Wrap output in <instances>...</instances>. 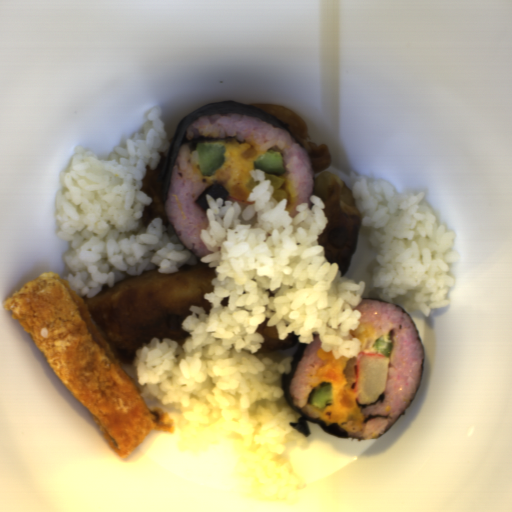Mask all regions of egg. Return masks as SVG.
Masks as SVG:
<instances>
[{"instance_id": "obj_3", "label": "egg", "mask_w": 512, "mask_h": 512, "mask_svg": "<svg viewBox=\"0 0 512 512\" xmlns=\"http://www.w3.org/2000/svg\"><path fill=\"white\" fill-rule=\"evenodd\" d=\"M350 336L357 338L361 347L367 342L368 338H373L376 334L369 323H360Z\"/></svg>"}, {"instance_id": "obj_1", "label": "egg", "mask_w": 512, "mask_h": 512, "mask_svg": "<svg viewBox=\"0 0 512 512\" xmlns=\"http://www.w3.org/2000/svg\"><path fill=\"white\" fill-rule=\"evenodd\" d=\"M318 357L323 362L316 372L319 384L331 385V403L325 405L321 412L334 421L364 425L365 418L354 394L355 386H349L346 382L344 368L349 358H335L330 351H323L322 346L318 350Z\"/></svg>"}, {"instance_id": "obj_2", "label": "egg", "mask_w": 512, "mask_h": 512, "mask_svg": "<svg viewBox=\"0 0 512 512\" xmlns=\"http://www.w3.org/2000/svg\"><path fill=\"white\" fill-rule=\"evenodd\" d=\"M225 151L224 160L221 166L215 171L218 184L225 187L229 198L242 202H249L248 196L251 193L247 182L252 178L251 169H256L254 162L260 157L255 155L252 159H245L243 153L251 145L241 140H230L223 144Z\"/></svg>"}]
</instances>
